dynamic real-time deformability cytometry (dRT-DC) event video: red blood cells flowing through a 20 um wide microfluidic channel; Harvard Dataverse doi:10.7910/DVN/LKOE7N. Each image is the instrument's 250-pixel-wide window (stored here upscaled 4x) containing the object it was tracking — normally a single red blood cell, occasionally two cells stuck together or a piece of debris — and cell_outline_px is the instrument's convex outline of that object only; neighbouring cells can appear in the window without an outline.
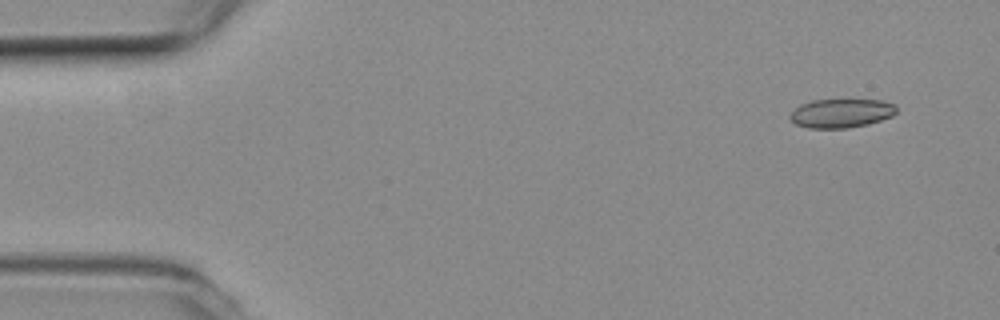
{"species": "common noctule bat (a hibernating species)", "species_latin": "Nyctalus noctula", "temperature_condition": "room temperature", "stored_images_in_passage": 51, "camera_frame_rate_fps": 3000, "um_per_image_px": 0.085, "animal": {"sex": "female", "body_mass_g": 19.3, "forearm_length_mm": 54.1}, "frame": {"image": 1, "passage_image": 1, "time_ms": 0.0, "image_size_px": [1000, 320], "cell_outline_px": [[896, 112], [892, 116], [868, 124], [848, 128], [808, 128], [796, 124], [788, 116], [800, 104], [812, 100], [880, 100], [896, 104]], "centroid_in_image_um": [71.51, 9.62], "position_along_channel_um": 13.5, "area_um2": 17.86}}
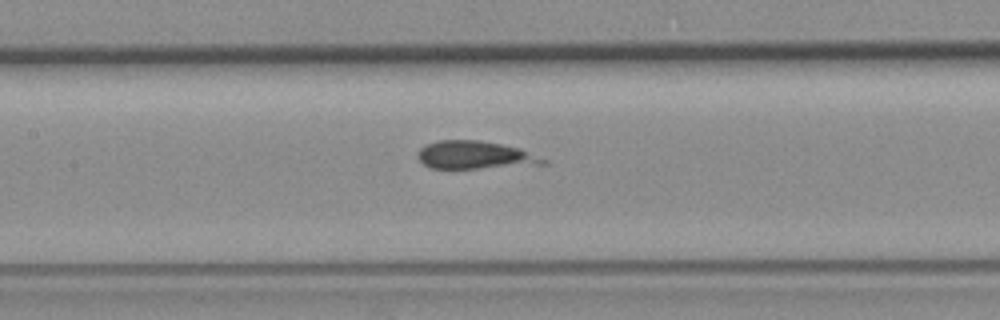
{"frame": {"image": 2, "passage_image": 22, "time_ms": 7.0, "image_size_px": [1000, 320], "cell_outline_px": [[548, 164], [480, 168], [428, 168], [416, 156], [420, 148], [428, 144], [440, 140], [480, 140], [520, 148], [548, 160]], "centroid_in_image_um": [40.38, 13.18], "position_along_channel_um": 167.0, "area_um2": 20.35}}
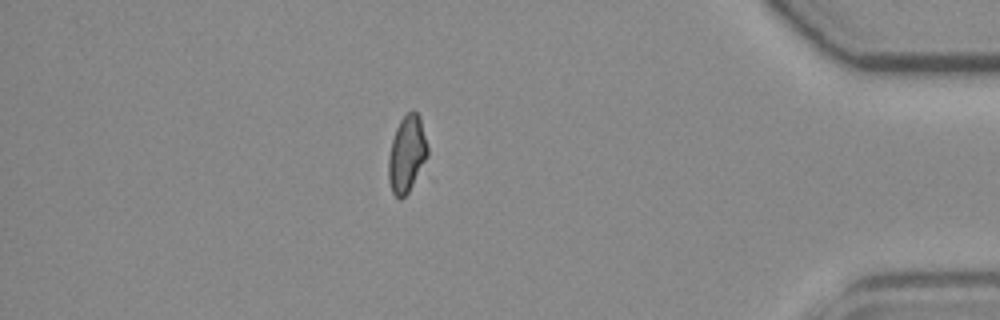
{"frame": {"image": 3, "passage_image": 44, "time_ms": 14.333, "image_size_px": [1000, 320], "cell_outline_px": [[428, 156], [420, 180], [400, 200], [392, 192], [388, 180], [388, 156], [392, 140], [396, 128], [400, 120], [412, 108], [420, 116], [428, 148]], "centroid_in_image_um": [34.61, 13.15], "position_along_channel_um": 400.6, "area_um2": 18.15}}